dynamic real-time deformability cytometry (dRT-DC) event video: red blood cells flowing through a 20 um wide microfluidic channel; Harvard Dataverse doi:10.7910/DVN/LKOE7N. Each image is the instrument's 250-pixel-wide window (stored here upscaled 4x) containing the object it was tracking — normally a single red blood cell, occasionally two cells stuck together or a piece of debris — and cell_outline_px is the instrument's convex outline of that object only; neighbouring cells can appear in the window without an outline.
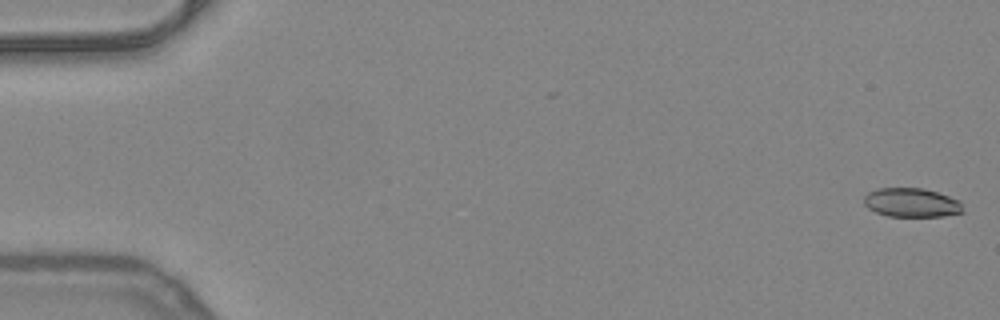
{"species": "common noctule bat (a hibernating species)", "species_latin": "Nyctalus noctula", "temperature_condition": "warm", "stored_images_in_passage": 52, "camera_frame_rate_fps": 3000, "um_per_image_px": 0.085, "animal": {"sex": "female", "body_mass_g": 24.6, "forearm_length_mm": 56.2}, "frame": {"image": 1, "passage_image": 1, "time_ms": 0.0, "image_size_px": [1000, 320], "cell_outline_px": [[964, 212], [944, 216], [888, 216], [876, 212], [868, 208], [864, 204], [864, 196], [868, 192], [876, 188], [924, 188], [960, 200]], "centroid_in_image_um": [77.47, 17.22], "position_along_channel_um": 7.5, "area_um2": 16.76}}
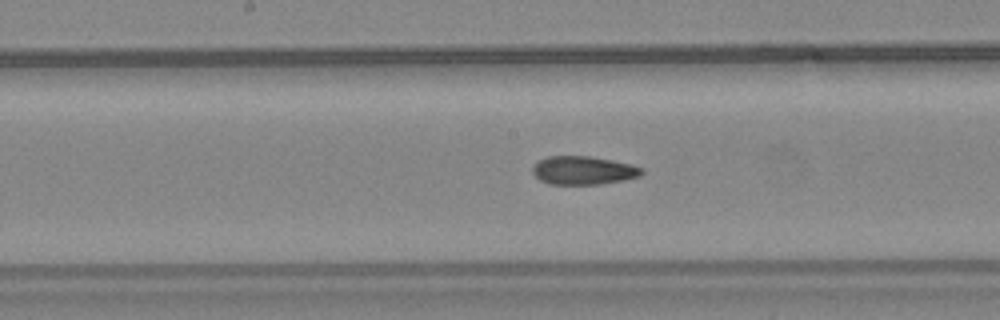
{"frame": {"image": 2, "passage_image": 27, "time_ms": 8.667, "image_size_px": [1000, 320], "cell_outline_px": [[644, 172], [640, 176], [624, 180], [600, 184], [548, 184], [540, 180], [532, 172], [532, 164], [548, 156], [592, 156], [632, 164], [644, 168]], "centroid_in_image_um": [49.6, 14.48], "position_along_channel_um": 198.6, "area_um2": 18.26}}
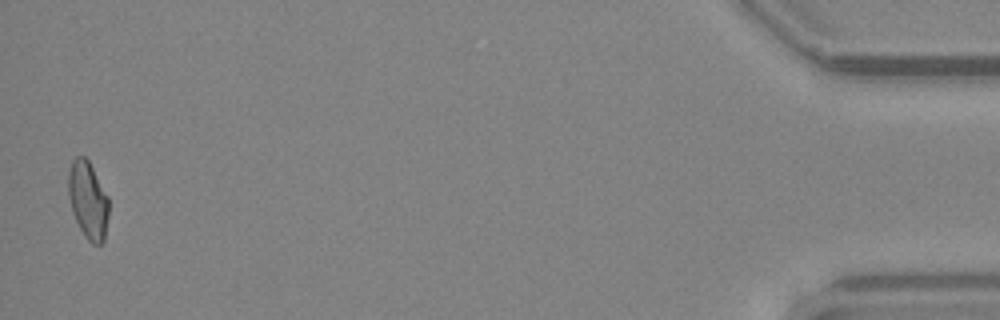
{"frame": {"image": 3, "passage_image": 51, "time_ms": 16.667, "image_size_px": [1000, 320], "cell_outline_px": [[108, 216], [104, 240], [100, 244], [92, 244], [84, 236], [72, 212], [68, 196], [68, 172], [72, 160], [76, 156], [84, 156], [88, 160], [108, 196]], "centroid_in_image_um": [7.47, 17.0], "position_along_channel_um": 427.7, "area_um2": 18.21}, "authors_computed_cell_mechanics": {"area_um2": 18.2648, "velocity_mm_per_s": 4.0305, "shape_relaxation_time_tau1_ms": null, "shape_relaxation_time_tau2_ms": 2.3255, "deformation_change_tau1": null, "deformation_change_tau2": 0.0914}}